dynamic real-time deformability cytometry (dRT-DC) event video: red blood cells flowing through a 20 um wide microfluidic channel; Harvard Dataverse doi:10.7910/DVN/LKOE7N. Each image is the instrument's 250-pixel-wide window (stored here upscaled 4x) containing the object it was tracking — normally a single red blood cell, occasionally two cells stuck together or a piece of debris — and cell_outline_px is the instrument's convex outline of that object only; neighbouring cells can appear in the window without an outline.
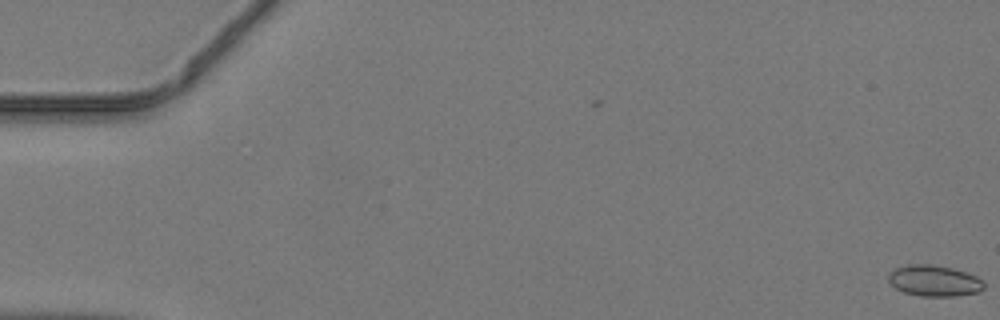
{"species": "common noctule bat (a hibernating species)", "species_latin": "Nyctalus noctula", "temperature_condition": "warm", "stored_images_in_passage": 2, "camera_frame_rate_fps": 3000, "um_per_image_px": 0.085, "animal": {"sex": "male", "body_mass_g": 19.2, "forearm_length_mm": 51.8}, "frame": {"image": 1, "passage_image": 2, "time_ms": 0.333, "image_size_px": [1000, 320], "cell_outline_px": [[984, 288], [980, 292], [956, 296], [920, 296], [904, 292], [896, 288], [888, 280], [888, 276], [896, 268], [908, 264], [932, 264], [952, 268], [976, 276], [984, 284]], "centroid_in_image_um": [79.41, 23.87], "position_along_channel_um": 5.6, "area_um2": 17.17}}